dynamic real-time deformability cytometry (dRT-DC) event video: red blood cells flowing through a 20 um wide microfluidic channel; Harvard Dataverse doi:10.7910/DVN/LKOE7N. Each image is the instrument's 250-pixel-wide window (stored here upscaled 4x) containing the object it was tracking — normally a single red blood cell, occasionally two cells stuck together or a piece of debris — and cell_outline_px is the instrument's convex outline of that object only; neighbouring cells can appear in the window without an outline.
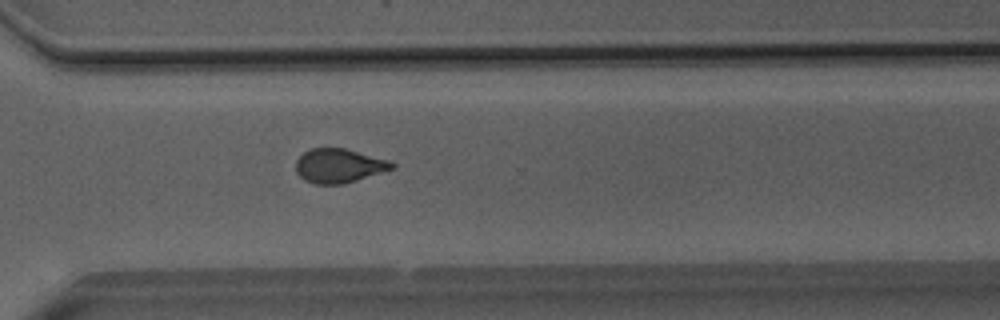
{"species": "Egyptian fruit bat (a non-hibernating species)", "species_latin": "Rousettus aegyptiacus", "temperature_condition": "room temperature", "stored_images_in_passage": 50, "camera_frame_rate_fps": 3000, "um_per_image_px": 0.085, "animal": {"sex": "male"}, "frame": {"image": 1, "passage_image": 36, "time_ms": 11.667, "image_size_px": [1000, 320], "cell_outline_px": [[396, 168], [344, 184], [316, 184], [304, 180], [296, 172], [296, 160], [304, 152], [312, 148], [344, 148], [388, 160], [396, 164]], "centroid_in_image_um": [28.82, 14.09], "position_along_channel_um": 341.8, "area_um2": 19.07}}
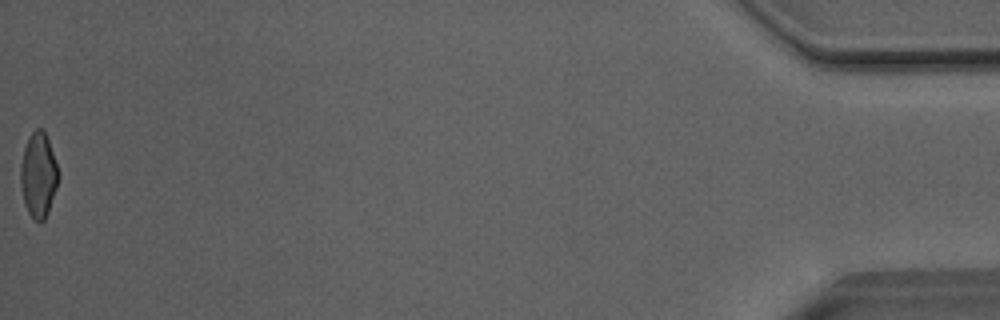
{"frame": {"image": 2, "passage_image": 50, "time_ms": 16.333, "image_size_px": [1000, 320], "cell_outline_px": [[60, 176], [48, 212], [44, 220], [40, 224], [28, 212], [24, 204], [20, 184], [20, 164], [24, 148], [28, 136], [36, 128], [40, 128], [44, 132], [48, 140], [60, 172]], "centroid_in_image_um": [3.26, 14.88], "position_along_channel_um": 431.9, "area_um2": 18.84}, "authors_computed_cell_mechanics": {"area_um2": 19.6809, "velocity_mm_per_s": 4.0779, "shape_relaxation_time_tau1_ms": 8.4867, "shape_relaxation_time_tau2_ms": 1.1407, "deformation_change_tau1": 0.1837, "deformation_change_tau2": 0.0639}}